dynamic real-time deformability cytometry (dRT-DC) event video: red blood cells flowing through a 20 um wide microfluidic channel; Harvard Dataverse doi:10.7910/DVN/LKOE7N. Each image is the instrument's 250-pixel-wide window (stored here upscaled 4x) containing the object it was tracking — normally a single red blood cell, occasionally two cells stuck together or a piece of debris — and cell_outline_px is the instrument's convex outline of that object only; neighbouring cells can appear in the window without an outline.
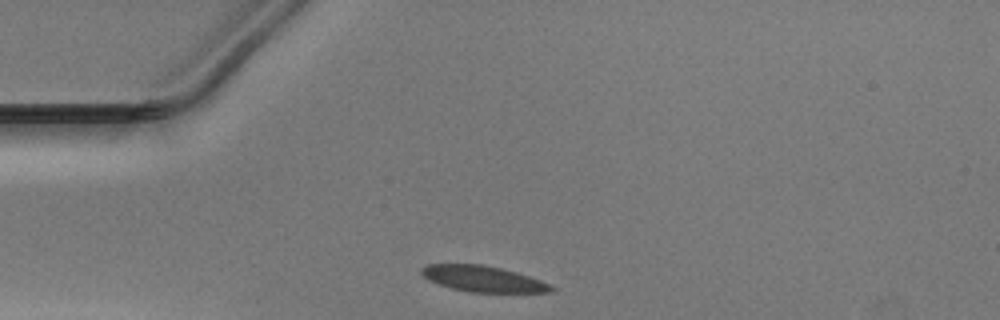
{"species": "Egyptian fruit bat (a non-hibernating species)", "species_latin": "Rousettus aegyptiacus", "temperature_condition": "warm", "stored_images_in_passage": 29, "camera_frame_rate_fps": 3000, "um_per_image_px": 0.085, "animal": {"sex": "male"}, "frame": {"image": 1, "passage_image": 1, "time_ms": 0.0, "image_size_px": [1000, 320], "cell_outline_px": [[556, 288], [552, 292], [472, 292], [452, 288], [428, 280], [420, 272], [420, 268], [428, 264], [480, 264], [500, 268], [516, 272], [540, 280]], "centroid_in_image_um": [41.04, 23.69], "position_along_channel_um": 44.0, "area_um2": 19.36}}
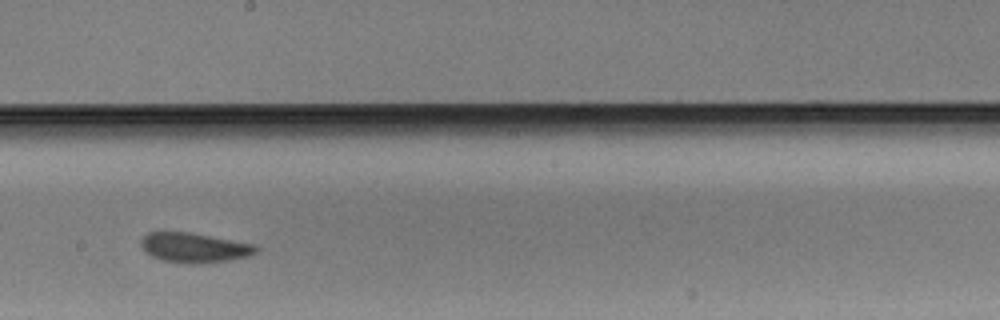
{"frame": {"image": 2, "passage_image": 17, "time_ms": 5.333, "image_size_px": [1000, 320], "cell_outline_px": [[260, 248], [256, 252], [248, 256], [228, 260], [196, 264], [184, 264], [164, 260], [152, 256], [140, 244], [140, 240], [148, 232], [192, 232], [256, 244]], "centroid_in_image_um": [16.55, 21.04], "position_along_channel_um": 231.6, "area_um2": 20.0}}
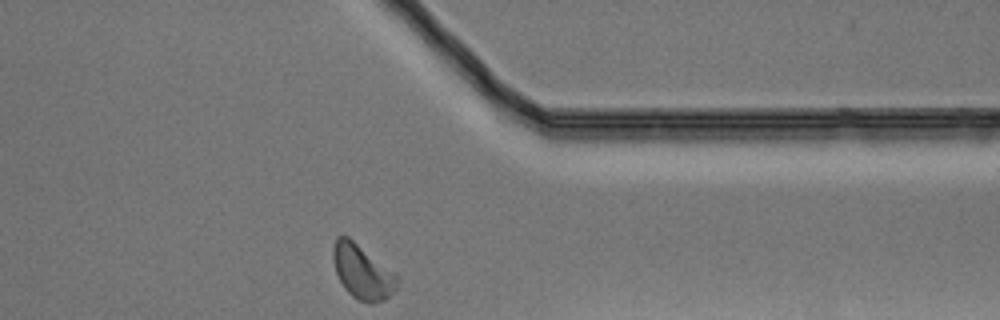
{"frame": {"image": 3, "passage_image": 29, "time_ms": 9.333, "image_size_px": [1000, 320], "cell_outline_px": [[400, 280], [396, 288], [384, 300], [372, 304], [368, 304], [356, 300], [344, 288], [336, 272], [332, 260], [332, 248], [336, 236], [348, 236], [400, 276]], "centroid_in_image_um": [30.8, 23.11], "position_along_channel_um": 380.6, "area_um2": 20.58}}